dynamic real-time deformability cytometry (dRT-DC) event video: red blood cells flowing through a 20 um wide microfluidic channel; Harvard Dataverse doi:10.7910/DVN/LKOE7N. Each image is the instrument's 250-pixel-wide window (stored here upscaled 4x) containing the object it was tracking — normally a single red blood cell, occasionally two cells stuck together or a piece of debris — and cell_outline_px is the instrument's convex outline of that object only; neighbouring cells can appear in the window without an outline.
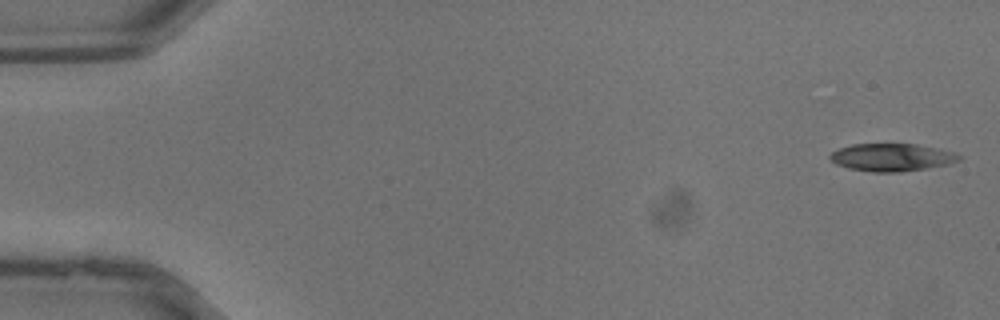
{"species": "common noctule bat (a hibernating species)", "species_latin": "Nyctalus noctula", "temperature_condition": "warm", "stored_images_in_passage": 37, "camera_frame_rate_fps": 3000, "um_per_image_px": 0.085, "animal": {"sex": "male", "body_mass_g": 13.3}, "frame": {"image": 1, "passage_image": 1, "time_ms": 0.0, "image_size_px": [1000, 320], "cell_outline_px": [[960, 160], [948, 164], [900, 172], [872, 172], [848, 168], [836, 164], [828, 156], [832, 152], [840, 148], [852, 144], [916, 144], [952, 152], [960, 156]], "centroid_in_image_um": [75.75, 13.37], "position_along_channel_um": 9.2, "area_um2": 20.46}}
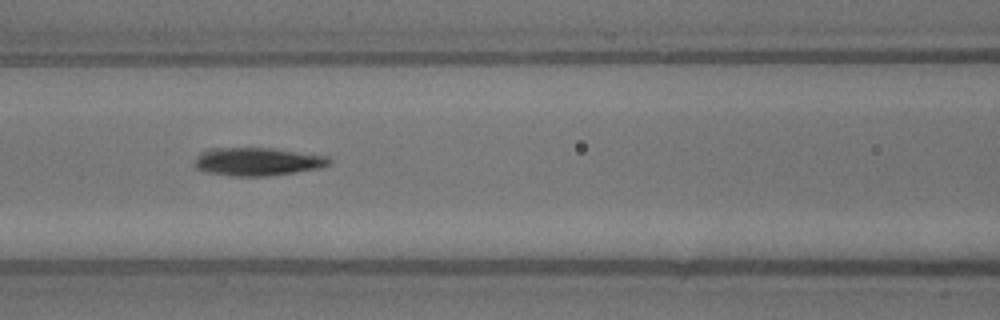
{"frame": {"image": 2, "passage_image": 16, "time_ms": 5.0, "image_size_px": [1000, 320], "cell_outline_px": [[332, 164], [320, 168], [296, 172], [268, 176], [232, 176], [208, 172], [196, 168], [192, 164], [196, 156], [200, 152], [208, 148], [272, 148], [328, 156], [332, 160]], "centroid_in_image_um": [21.88, 13.73], "position_along_channel_um": 144.7, "area_um2": 22.31}}
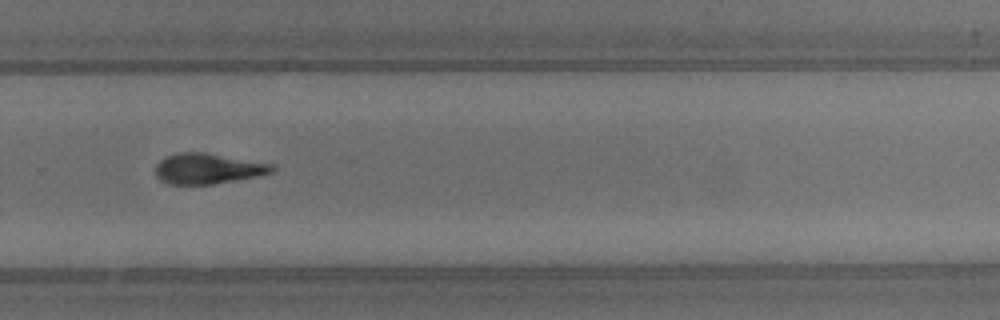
{"frame": {"image": 3, "passage_image": 25, "time_ms": 8.0, "image_size_px": [1000, 320], "cell_outline_px": [[276, 168], [272, 172], [260, 176], [212, 184], [168, 184], [160, 180], [156, 176], [156, 164], [164, 156], [176, 152], [204, 152], [272, 164]], "centroid_in_image_um": [17.64, 14.33], "position_along_channel_um": 312.2, "area_um2": 20.81}}